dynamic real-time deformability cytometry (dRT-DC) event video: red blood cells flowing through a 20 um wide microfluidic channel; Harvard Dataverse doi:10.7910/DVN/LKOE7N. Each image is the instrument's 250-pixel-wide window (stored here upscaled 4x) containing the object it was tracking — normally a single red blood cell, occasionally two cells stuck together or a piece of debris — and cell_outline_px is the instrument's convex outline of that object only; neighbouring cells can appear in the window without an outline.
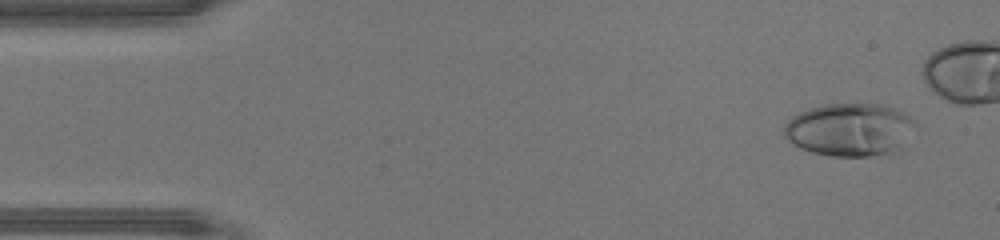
{"species": "human", "species_latin": "Homo sapiens", "temperature_condition": "warm", "stored_images_in_passage": 37, "camera_frame_rate_fps": 3000, "um_per_image_px": 0.085, "donor": {"sex": "male"}, "frame": {"image": 1, "passage_image": 3, "time_ms": 0.667, "image_size_px": [1000, 240], "cell_outline_px": [[916, 120], [900, 148], [892, 152], [868, 156], [832, 156], [812, 152], [800, 148], [792, 144], [784, 136], [784, 124], [792, 116], [800, 112], [812, 108], [828, 104], [880, 104], [904, 112]], "centroid_in_image_um": [72.18, 11.02], "position_along_channel_um": 12.8, "area_um2": 40.06}}
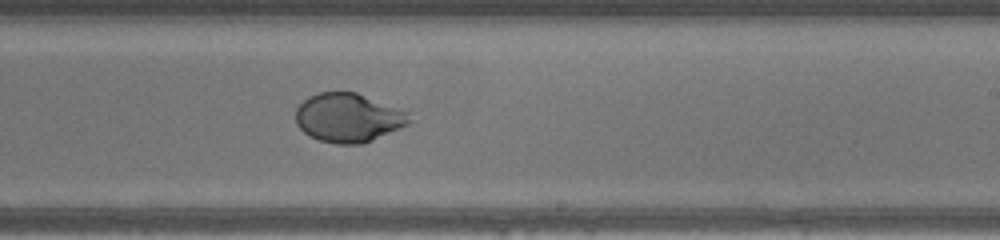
{"frame": {"image": 2, "passage_image": 27, "time_ms": 8.667, "image_size_px": [1000, 240], "cell_outline_px": [[412, 120], [408, 124], [400, 128], [364, 144], [336, 144], [320, 140], [304, 132], [296, 124], [296, 108], [308, 96], [320, 92], [356, 92], [404, 108], [412, 112]], "centroid_in_image_um": [29.68, 9.99], "position_along_channel_um": 259.3, "area_um2": 32.89}}
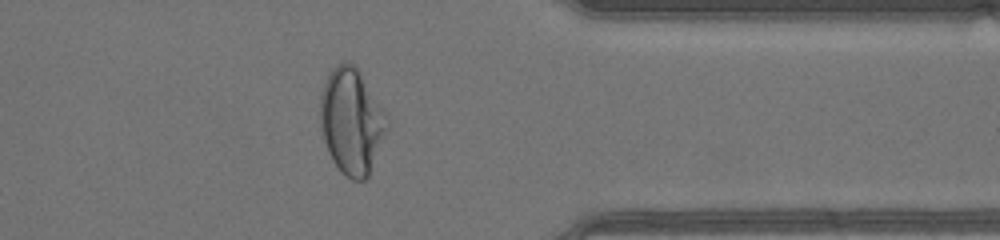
{"frame": {"image": 3, "passage_image": 36, "time_ms": 11.667, "image_size_px": [1000, 240], "cell_outline_px": [[388, 116], [384, 132], [368, 176], [364, 180], [352, 180], [340, 172], [332, 160], [328, 152], [320, 128], [320, 96], [324, 80], [332, 68], [348, 60], [356, 64]], "centroid_in_image_um": [29.84, 10.25], "position_along_channel_um": 381.6, "area_um2": 40.98}}